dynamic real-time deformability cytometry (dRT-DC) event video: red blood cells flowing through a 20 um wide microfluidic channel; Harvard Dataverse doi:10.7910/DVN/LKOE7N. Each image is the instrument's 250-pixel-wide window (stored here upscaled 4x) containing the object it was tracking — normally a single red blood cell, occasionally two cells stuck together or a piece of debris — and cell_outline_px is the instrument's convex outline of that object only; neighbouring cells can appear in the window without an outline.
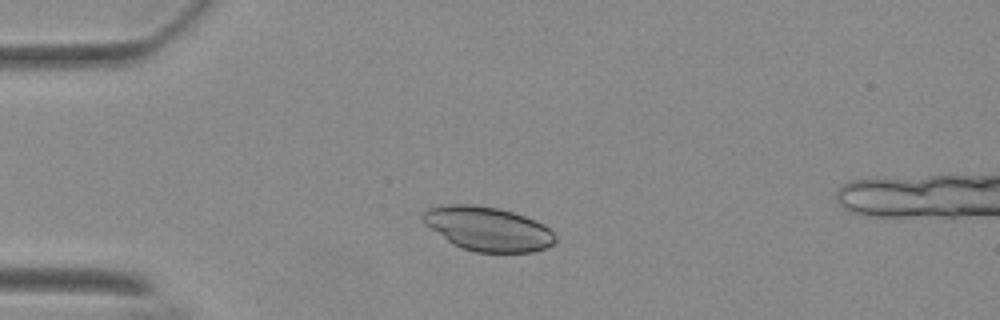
{"species": "Egyptian fruit bat (a non-hibernating species)", "species_latin": "Rousettus aegyptiacus", "temperature_condition": "warm", "stored_images_in_passage": 52, "segment_of_instrument_passage": [1, 2], "camera_frame_rate_fps": 3000, "um_per_image_px": 0.085, "animal": {"sex": "female"}, "frame": {"image": 1, "passage_image": 10, "time_ms": 3.0, "image_size_px": [1000, 320], "cell_outline_px": [[556, 240], [552, 244], [544, 248], [532, 252], [476, 252], [460, 248], [452, 244], [424, 224], [420, 216], [428, 208], [452, 204], [472, 204], [496, 208], [512, 212], [524, 216], [544, 224], [556, 236]], "centroid_in_image_um": [41.43, 19.45], "position_along_channel_um": 43.6, "area_um2": 33.93}}
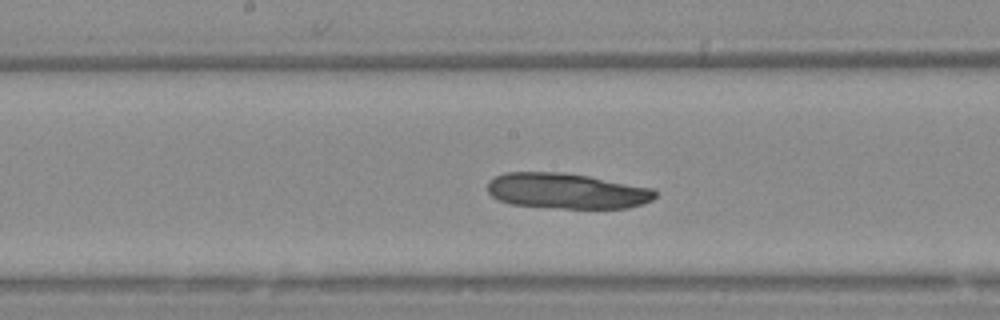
{"frame": {"image": 2, "passage_image": 25, "time_ms": 8.0, "image_size_px": [1000, 320], "cell_outline_px": [[656, 196], [652, 200], [644, 204], [628, 208], [560, 208], [512, 204], [500, 200], [492, 196], [488, 192], [488, 180], [504, 172], [564, 172], [588, 176], [652, 188], [656, 192]], "centroid_in_image_um": [48.17, 16.23], "position_along_channel_um": 200.0, "area_um2": 34.68}}
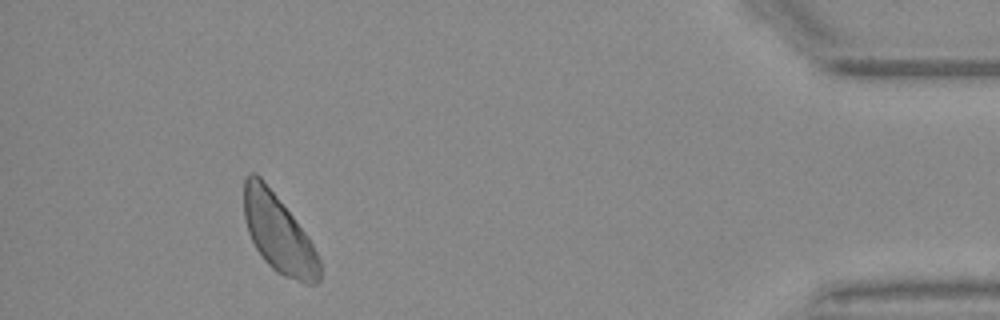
{"frame": {"image": 3, "passage_image": 47, "time_ms": 15.333, "image_size_px": [1000, 320], "cell_outline_px": [[320, 280], [316, 284], [308, 284], [284, 276], [276, 272], [264, 260], [256, 248], [248, 232], [244, 220], [244, 180], [248, 172], [256, 172], [260, 176], [308, 236], [320, 260]], "centroid_in_image_um": [23.66, 19.85], "position_along_channel_um": 411.5, "area_um2": 34.1}}